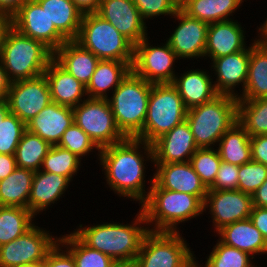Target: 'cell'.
<instances>
[{
  "label": "cell",
  "instance_id": "6da1fadb",
  "mask_svg": "<svg viewBox=\"0 0 267 267\" xmlns=\"http://www.w3.org/2000/svg\"><path fill=\"white\" fill-rule=\"evenodd\" d=\"M98 161L109 191L125 198L123 200L136 201L139 206L147 199L154 183V176L149 175L147 182L145 175L149 162L154 165L151 144L126 137L121 142L101 148ZM147 183L150 185L146 188Z\"/></svg>",
  "mask_w": 267,
  "mask_h": 267
},
{
  "label": "cell",
  "instance_id": "7a4b0ae2",
  "mask_svg": "<svg viewBox=\"0 0 267 267\" xmlns=\"http://www.w3.org/2000/svg\"><path fill=\"white\" fill-rule=\"evenodd\" d=\"M130 223L122 221L77 224L72 232L88 247L111 257L116 263L132 264L149 231L141 208ZM79 225V226H78Z\"/></svg>",
  "mask_w": 267,
  "mask_h": 267
},
{
  "label": "cell",
  "instance_id": "3957f363",
  "mask_svg": "<svg viewBox=\"0 0 267 267\" xmlns=\"http://www.w3.org/2000/svg\"><path fill=\"white\" fill-rule=\"evenodd\" d=\"M140 208L149 231L181 232V223L204 214V202L198 196L159 188L155 183Z\"/></svg>",
  "mask_w": 267,
  "mask_h": 267
},
{
  "label": "cell",
  "instance_id": "277c9868",
  "mask_svg": "<svg viewBox=\"0 0 267 267\" xmlns=\"http://www.w3.org/2000/svg\"><path fill=\"white\" fill-rule=\"evenodd\" d=\"M53 52L42 42L27 37L11 27L0 48V62L11 82L44 74Z\"/></svg>",
  "mask_w": 267,
  "mask_h": 267
},
{
  "label": "cell",
  "instance_id": "5b68a950",
  "mask_svg": "<svg viewBox=\"0 0 267 267\" xmlns=\"http://www.w3.org/2000/svg\"><path fill=\"white\" fill-rule=\"evenodd\" d=\"M186 121L198 148H216L225 132L238 122V99L219 94L187 109Z\"/></svg>",
  "mask_w": 267,
  "mask_h": 267
},
{
  "label": "cell",
  "instance_id": "8992f818",
  "mask_svg": "<svg viewBox=\"0 0 267 267\" xmlns=\"http://www.w3.org/2000/svg\"><path fill=\"white\" fill-rule=\"evenodd\" d=\"M151 87L131 70L108 98L116 125L127 138H135L144 127Z\"/></svg>",
  "mask_w": 267,
  "mask_h": 267
},
{
  "label": "cell",
  "instance_id": "52a82bcc",
  "mask_svg": "<svg viewBox=\"0 0 267 267\" xmlns=\"http://www.w3.org/2000/svg\"><path fill=\"white\" fill-rule=\"evenodd\" d=\"M75 41L100 60L127 62L132 67L134 45L96 12L83 14Z\"/></svg>",
  "mask_w": 267,
  "mask_h": 267
},
{
  "label": "cell",
  "instance_id": "ba28073f",
  "mask_svg": "<svg viewBox=\"0 0 267 267\" xmlns=\"http://www.w3.org/2000/svg\"><path fill=\"white\" fill-rule=\"evenodd\" d=\"M187 108L172 84H152L144 127L135 137L152 144L186 120Z\"/></svg>",
  "mask_w": 267,
  "mask_h": 267
},
{
  "label": "cell",
  "instance_id": "9c48e42d",
  "mask_svg": "<svg viewBox=\"0 0 267 267\" xmlns=\"http://www.w3.org/2000/svg\"><path fill=\"white\" fill-rule=\"evenodd\" d=\"M183 231H148L133 267H188L195 259Z\"/></svg>",
  "mask_w": 267,
  "mask_h": 267
},
{
  "label": "cell",
  "instance_id": "30bf717a",
  "mask_svg": "<svg viewBox=\"0 0 267 267\" xmlns=\"http://www.w3.org/2000/svg\"><path fill=\"white\" fill-rule=\"evenodd\" d=\"M74 123L101 149L123 141L108 99L87 98L73 108Z\"/></svg>",
  "mask_w": 267,
  "mask_h": 267
},
{
  "label": "cell",
  "instance_id": "8fae6325",
  "mask_svg": "<svg viewBox=\"0 0 267 267\" xmlns=\"http://www.w3.org/2000/svg\"><path fill=\"white\" fill-rule=\"evenodd\" d=\"M147 36L134 46L132 71L151 84H172L178 73L175 62H181L170 45L165 42L161 45L149 40ZM176 71V72H175Z\"/></svg>",
  "mask_w": 267,
  "mask_h": 267
},
{
  "label": "cell",
  "instance_id": "7c38bea8",
  "mask_svg": "<svg viewBox=\"0 0 267 267\" xmlns=\"http://www.w3.org/2000/svg\"><path fill=\"white\" fill-rule=\"evenodd\" d=\"M38 224L35 223L22 236L0 246V267H16L46 258L59 237Z\"/></svg>",
  "mask_w": 267,
  "mask_h": 267
},
{
  "label": "cell",
  "instance_id": "4fadbf2b",
  "mask_svg": "<svg viewBox=\"0 0 267 267\" xmlns=\"http://www.w3.org/2000/svg\"><path fill=\"white\" fill-rule=\"evenodd\" d=\"M175 18L172 32L166 37V42L175 52L179 60H203L207 41V31L209 24L188 16L180 8L171 17ZM177 20V22H176Z\"/></svg>",
  "mask_w": 267,
  "mask_h": 267
},
{
  "label": "cell",
  "instance_id": "5bb4252c",
  "mask_svg": "<svg viewBox=\"0 0 267 267\" xmlns=\"http://www.w3.org/2000/svg\"><path fill=\"white\" fill-rule=\"evenodd\" d=\"M252 207V195L241 190H208L204 201V212L210 214L214 235L228 224L249 218Z\"/></svg>",
  "mask_w": 267,
  "mask_h": 267
},
{
  "label": "cell",
  "instance_id": "9a60e30c",
  "mask_svg": "<svg viewBox=\"0 0 267 267\" xmlns=\"http://www.w3.org/2000/svg\"><path fill=\"white\" fill-rule=\"evenodd\" d=\"M6 98L10 113L15 114L25 124L52 102L44 74L12 82Z\"/></svg>",
  "mask_w": 267,
  "mask_h": 267
},
{
  "label": "cell",
  "instance_id": "2e32d148",
  "mask_svg": "<svg viewBox=\"0 0 267 267\" xmlns=\"http://www.w3.org/2000/svg\"><path fill=\"white\" fill-rule=\"evenodd\" d=\"M12 27L21 34L42 42L53 53L67 41L36 0L28 1L18 10L12 17Z\"/></svg>",
  "mask_w": 267,
  "mask_h": 267
},
{
  "label": "cell",
  "instance_id": "e0dca14e",
  "mask_svg": "<svg viewBox=\"0 0 267 267\" xmlns=\"http://www.w3.org/2000/svg\"><path fill=\"white\" fill-rule=\"evenodd\" d=\"M249 58L250 44L245 50L215 58L210 62L211 67L209 65V68L214 73L213 83L218 94L238 98L243 93L247 80ZM236 88H239V93Z\"/></svg>",
  "mask_w": 267,
  "mask_h": 267
},
{
  "label": "cell",
  "instance_id": "ac0fdd59",
  "mask_svg": "<svg viewBox=\"0 0 267 267\" xmlns=\"http://www.w3.org/2000/svg\"><path fill=\"white\" fill-rule=\"evenodd\" d=\"M96 13L110 22L134 46L149 35L148 26L133 0H101Z\"/></svg>",
  "mask_w": 267,
  "mask_h": 267
},
{
  "label": "cell",
  "instance_id": "d6986e66",
  "mask_svg": "<svg viewBox=\"0 0 267 267\" xmlns=\"http://www.w3.org/2000/svg\"><path fill=\"white\" fill-rule=\"evenodd\" d=\"M154 183L166 190L184 192L205 201L208 188L201 181L190 162L154 164Z\"/></svg>",
  "mask_w": 267,
  "mask_h": 267
},
{
  "label": "cell",
  "instance_id": "ffe728a7",
  "mask_svg": "<svg viewBox=\"0 0 267 267\" xmlns=\"http://www.w3.org/2000/svg\"><path fill=\"white\" fill-rule=\"evenodd\" d=\"M151 145L154 164L189 162L198 149L186 120Z\"/></svg>",
  "mask_w": 267,
  "mask_h": 267
},
{
  "label": "cell",
  "instance_id": "44dd1931",
  "mask_svg": "<svg viewBox=\"0 0 267 267\" xmlns=\"http://www.w3.org/2000/svg\"><path fill=\"white\" fill-rule=\"evenodd\" d=\"M246 28L238 20H228L209 24L204 60L212 61L248 47Z\"/></svg>",
  "mask_w": 267,
  "mask_h": 267
},
{
  "label": "cell",
  "instance_id": "7402d4cb",
  "mask_svg": "<svg viewBox=\"0 0 267 267\" xmlns=\"http://www.w3.org/2000/svg\"><path fill=\"white\" fill-rule=\"evenodd\" d=\"M70 183L72 181L66 176L42 170L36 171L32 180L28 209L35 217L44 211L46 214L49 207L52 208L53 205L57 204V201L60 202V199L65 197Z\"/></svg>",
  "mask_w": 267,
  "mask_h": 267
},
{
  "label": "cell",
  "instance_id": "603a6c76",
  "mask_svg": "<svg viewBox=\"0 0 267 267\" xmlns=\"http://www.w3.org/2000/svg\"><path fill=\"white\" fill-rule=\"evenodd\" d=\"M210 69H186L177 73L172 85L177 89L187 109L212 101L219 94L213 83Z\"/></svg>",
  "mask_w": 267,
  "mask_h": 267
},
{
  "label": "cell",
  "instance_id": "cb8c5ba5",
  "mask_svg": "<svg viewBox=\"0 0 267 267\" xmlns=\"http://www.w3.org/2000/svg\"><path fill=\"white\" fill-rule=\"evenodd\" d=\"M72 124H74L73 108L51 102L26 124V129L51 145H57L66 129Z\"/></svg>",
  "mask_w": 267,
  "mask_h": 267
},
{
  "label": "cell",
  "instance_id": "d4e9b609",
  "mask_svg": "<svg viewBox=\"0 0 267 267\" xmlns=\"http://www.w3.org/2000/svg\"><path fill=\"white\" fill-rule=\"evenodd\" d=\"M44 75L48 82L52 102L74 108L86 100V86L52 59Z\"/></svg>",
  "mask_w": 267,
  "mask_h": 267
},
{
  "label": "cell",
  "instance_id": "484cf974",
  "mask_svg": "<svg viewBox=\"0 0 267 267\" xmlns=\"http://www.w3.org/2000/svg\"><path fill=\"white\" fill-rule=\"evenodd\" d=\"M218 240L226 245L249 253L252 257L267 255V241L250 218L222 227L216 232Z\"/></svg>",
  "mask_w": 267,
  "mask_h": 267
},
{
  "label": "cell",
  "instance_id": "4316f807",
  "mask_svg": "<svg viewBox=\"0 0 267 267\" xmlns=\"http://www.w3.org/2000/svg\"><path fill=\"white\" fill-rule=\"evenodd\" d=\"M53 59L85 86L90 82L100 60L75 40H67L62 44L53 53Z\"/></svg>",
  "mask_w": 267,
  "mask_h": 267
},
{
  "label": "cell",
  "instance_id": "83f0119b",
  "mask_svg": "<svg viewBox=\"0 0 267 267\" xmlns=\"http://www.w3.org/2000/svg\"><path fill=\"white\" fill-rule=\"evenodd\" d=\"M131 70V66L127 62L99 60L91 80L86 86L87 97L108 99Z\"/></svg>",
  "mask_w": 267,
  "mask_h": 267
},
{
  "label": "cell",
  "instance_id": "f1b7e54d",
  "mask_svg": "<svg viewBox=\"0 0 267 267\" xmlns=\"http://www.w3.org/2000/svg\"><path fill=\"white\" fill-rule=\"evenodd\" d=\"M252 38L246 85L238 100L267 98V46Z\"/></svg>",
  "mask_w": 267,
  "mask_h": 267
},
{
  "label": "cell",
  "instance_id": "f546056e",
  "mask_svg": "<svg viewBox=\"0 0 267 267\" xmlns=\"http://www.w3.org/2000/svg\"><path fill=\"white\" fill-rule=\"evenodd\" d=\"M244 1L247 0H185L179 8L192 18L212 24L233 20Z\"/></svg>",
  "mask_w": 267,
  "mask_h": 267
},
{
  "label": "cell",
  "instance_id": "4dcf8cb0",
  "mask_svg": "<svg viewBox=\"0 0 267 267\" xmlns=\"http://www.w3.org/2000/svg\"><path fill=\"white\" fill-rule=\"evenodd\" d=\"M46 11L50 22L67 39L78 36L83 13L72 0H36Z\"/></svg>",
  "mask_w": 267,
  "mask_h": 267
},
{
  "label": "cell",
  "instance_id": "1f68e13d",
  "mask_svg": "<svg viewBox=\"0 0 267 267\" xmlns=\"http://www.w3.org/2000/svg\"><path fill=\"white\" fill-rule=\"evenodd\" d=\"M217 146L223 162L240 166L252 160L250 135L238 122L225 132Z\"/></svg>",
  "mask_w": 267,
  "mask_h": 267
},
{
  "label": "cell",
  "instance_id": "d6a6232c",
  "mask_svg": "<svg viewBox=\"0 0 267 267\" xmlns=\"http://www.w3.org/2000/svg\"><path fill=\"white\" fill-rule=\"evenodd\" d=\"M34 171L16 167L5 179L0 180V206L28 208Z\"/></svg>",
  "mask_w": 267,
  "mask_h": 267
},
{
  "label": "cell",
  "instance_id": "836d02e7",
  "mask_svg": "<svg viewBox=\"0 0 267 267\" xmlns=\"http://www.w3.org/2000/svg\"><path fill=\"white\" fill-rule=\"evenodd\" d=\"M28 208L0 206V246L28 231L37 221Z\"/></svg>",
  "mask_w": 267,
  "mask_h": 267
},
{
  "label": "cell",
  "instance_id": "e575fe53",
  "mask_svg": "<svg viewBox=\"0 0 267 267\" xmlns=\"http://www.w3.org/2000/svg\"><path fill=\"white\" fill-rule=\"evenodd\" d=\"M51 147L49 142L26 129L16 148V166L34 172L41 170L43 160Z\"/></svg>",
  "mask_w": 267,
  "mask_h": 267
},
{
  "label": "cell",
  "instance_id": "d590c367",
  "mask_svg": "<svg viewBox=\"0 0 267 267\" xmlns=\"http://www.w3.org/2000/svg\"><path fill=\"white\" fill-rule=\"evenodd\" d=\"M68 233L60 234L58 242L73 256L76 267H114L117 264L106 254L85 245L72 231Z\"/></svg>",
  "mask_w": 267,
  "mask_h": 267
},
{
  "label": "cell",
  "instance_id": "8d00e7d4",
  "mask_svg": "<svg viewBox=\"0 0 267 267\" xmlns=\"http://www.w3.org/2000/svg\"><path fill=\"white\" fill-rule=\"evenodd\" d=\"M238 123L250 137L267 135V98L238 100Z\"/></svg>",
  "mask_w": 267,
  "mask_h": 267
},
{
  "label": "cell",
  "instance_id": "74e56055",
  "mask_svg": "<svg viewBox=\"0 0 267 267\" xmlns=\"http://www.w3.org/2000/svg\"><path fill=\"white\" fill-rule=\"evenodd\" d=\"M212 250L205 258V264L201 260V267H253L256 265L254 257L249 253L226 245L218 239ZM254 260V261H253ZM202 262V264H201Z\"/></svg>",
  "mask_w": 267,
  "mask_h": 267
},
{
  "label": "cell",
  "instance_id": "f35d334b",
  "mask_svg": "<svg viewBox=\"0 0 267 267\" xmlns=\"http://www.w3.org/2000/svg\"><path fill=\"white\" fill-rule=\"evenodd\" d=\"M82 161L83 160L72 152L57 145H52L43 160L41 170L56 175L66 176L73 182V178L77 176V173L83 168Z\"/></svg>",
  "mask_w": 267,
  "mask_h": 267
},
{
  "label": "cell",
  "instance_id": "ab89813d",
  "mask_svg": "<svg viewBox=\"0 0 267 267\" xmlns=\"http://www.w3.org/2000/svg\"><path fill=\"white\" fill-rule=\"evenodd\" d=\"M57 146L72 152L81 160L87 158V155L97 153L96 163H98L101 149L75 123L66 129Z\"/></svg>",
  "mask_w": 267,
  "mask_h": 267
},
{
  "label": "cell",
  "instance_id": "60d3db41",
  "mask_svg": "<svg viewBox=\"0 0 267 267\" xmlns=\"http://www.w3.org/2000/svg\"><path fill=\"white\" fill-rule=\"evenodd\" d=\"M189 162L209 189L214 184L222 162L217 148H198Z\"/></svg>",
  "mask_w": 267,
  "mask_h": 267
},
{
  "label": "cell",
  "instance_id": "b9f144b4",
  "mask_svg": "<svg viewBox=\"0 0 267 267\" xmlns=\"http://www.w3.org/2000/svg\"><path fill=\"white\" fill-rule=\"evenodd\" d=\"M26 124L15 114L9 113L3 121H0V154L15 155Z\"/></svg>",
  "mask_w": 267,
  "mask_h": 267
},
{
  "label": "cell",
  "instance_id": "7bdbcfd3",
  "mask_svg": "<svg viewBox=\"0 0 267 267\" xmlns=\"http://www.w3.org/2000/svg\"><path fill=\"white\" fill-rule=\"evenodd\" d=\"M238 190L252 195L267 179V166L255 161L239 166Z\"/></svg>",
  "mask_w": 267,
  "mask_h": 267
},
{
  "label": "cell",
  "instance_id": "ee69618b",
  "mask_svg": "<svg viewBox=\"0 0 267 267\" xmlns=\"http://www.w3.org/2000/svg\"><path fill=\"white\" fill-rule=\"evenodd\" d=\"M133 2L146 23L149 22V19L153 20L158 16L159 18H162V16H164L163 18L165 16L168 18L169 16L170 19L179 9V5L175 0H133Z\"/></svg>",
  "mask_w": 267,
  "mask_h": 267
},
{
  "label": "cell",
  "instance_id": "f6af8a7d",
  "mask_svg": "<svg viewBox=\"0 0 267 267\" xmlns=\"http://www.w3.org/2000/svg\"><path fill=\"white\" fill-rule=\"evenodd\" d=\"M239 166L221 162L214 184L208 190H238Z\"/></svg>",
  "mask_w": 267,
  "mask_h": 267
},
{
  "label": "cell",
  "instance_id": "bcb514c9",
  "mask_svg": "<svg viewBox=\"0 0 267 267\" xmlns=\"http://www.w3.org/2000/svg\"><path fill=\"white\" fill-rule=\"evenodd\" d=\"M46 267H76L73 256L59 243L48 252Z\"/></svg>",
  "mask_w": 267,
  "mask_h": 267
},
{
  "label": "cell",
  "instance_id": "7dc6e473",
  "mask_svg": "<svg viewBox=\"0 0 267 267\" xmlns=\"http://www.w3.org/2000/svg\"><path fill=\"white\" fill-rule=\"evenodd\" d=\"M252 161L267 166V135L250 137Z\"/></svg>",
  "mask_w": 267,
  "mask_h": 267
},
{
  "label": "cell",
  "instance_id": "c3c4849f",
  "mask_svg": "<svg viewBox=\"0 0 267 267\" xmlns=\"http://www.w3.org/2000/svg\"><path fill=\"white\" fill-rule=\"evenodd\" d=\"M250 220L267 241V207H252Z\"/></svg>",
  "mask_w": 267,
  "mask_h": 267
},
{
  "label": "cell",
  "instance_id": "681fc988",
  "mask_svg": "<svg viewBox=\"0 0 267 267\" xmlns=\"http://www.w3.org/2000/svg\"><path fill=\"white\" fill-rule=\"evenodd\" d=\"M16 167L15 155L0 154V180L8 177Z\"/></svg>",
  "mask_w": 267,
  "mask_h": 267
},
{
  "label": "cell",
  "instance_id": "f907efd6",
  "mask_svg": "<svg viewBox=\"0 0 267 267\" xmlns=\"http://www.w3.org/2000/svg\"><path fill=\"white\" fill-rule=\"evenodd\" d=\"M30 0H0V11L7 13L11 18Z\"/></svg>",
  "mask_w": 267,
  "mask_h": 267
},
{
  "label": "cell",
  "instance_id": "816d5d0a",
  "mask_svg": "<svg viewBox=\"0 0 267 267\" xmlns=\"http://www.w3.org/2000/svg\"><path fill=\"white\" fill-rule=\"evenodd\" d=\"M252 205L255 207H267V179L252 194Z\"/></svg>",
  "mask_w": 267,
  "mask_h": 267
},
{
  "label": "cell",
  "instance_id": "f5cc1de1",
  "mask_svg": "<svg viewBox=\"0 0 267 267\" xmlns=\"http://www.w3.org/2000/svg\"><path fill=\"white\" fill-rule=\"evenodd\" d=\"M77 8L83 13H95L97 12L101 0H72Z\"/></svg>",
  "mask_w": 267,
  "mask_h": 267
},
{
  "label": "cell",
  "instance_id": "db71d44e",
  "mask_svg": "<svg viewBox=\"0 0 267 267\" xmlns=\"http://www.w3.org/2000/svg\"><path fill=\"white\" fill-rule=\"evenodd\" d=\"M12 27V18L5 12L0 11V48L7 31Z\"/></svg>",
  "mask_w": 267,
  "mask_h": 267
},
{
  "label": "cell",
  "instance_id": "11a10c76",
  "mask_svg": "<svg viewBox=\"0 0 267 267\" xmlns=\"http://www.w3.org/2000/svg\"><path fill=\"white\" fill-rule=\"evenodd\" d=\"M11 83L7 72L0 62V98L7 97Z\"/></svg>",
  "mask_w": 267,
  "mask_h": 267
},
{
  "label": "cell",
  "instance_id": "9f6ffc18",
  "mask_svg": "<svg viewBox=\"0 0 267 267\" xmlns=\"http://www.w3.org/2000/svg\"><path fill=\"white\" fill-rule=\"evenodd\" d=\"M257 37L260 41H262L267 46V18L263 22V24H259V27L257 26Z\"/></svg>",
  "mask_w": 267,
  "mask_h": 267
},
{
  "label": "cell",
  "instance_id": "6f0895ef",
  "mask_svg": "<svg viewBox=\"0 0 267 267\" xmlns=\"http://www.w3.org/2000/svg\"><path fill=\"white\" fill-rule=\"evenodd\" d=\"M10 113L9 103L6 97L0 98V121L6 118Z\"/></svg>",
  "mask_w": 267,
  "mask_h": 267
},
{
  "label": "cell",
  "instance_id": "680465c9",
  "mask_svg": "<svg viewBox=\"0 0 267 267\" xmlns=\"http://www.w3.org/2000/svg\"><path fill=\"white\" fill-rule=\"evenodd\" d=\"M16 267H46L45 264V259L38 261V262H32V263H26L21 266H16Z\"/></svg>",
  "mask_w": 267,
  "mask_h": 267
},
{
  "label": "cell",
  "instance_id": "91938a15",
  "mask_svg": "<svg viewBox=\"0 0 267 267\" xmlns=\"http://www.w3.org/2000/svg\"><path fill=\"white\" fill-rule=\"evenodd\" d=\"M114 267H133V265L125 263H117Z\"/></svg>",
  "mask_w": 267,
  "mask_h": 267
},
{
  "label": "cell",
  "instance_id": "94428289",
  "mask_svg": "<svg viewBox=\"0 0 267 267\" xmlns=\"http://www.w3.org/2000/svg\"><path fill=\"white\" fill-rule=\"evenodd\" d=\"M197 259L199 258L196 257V259L188 267H199V261Z\"/></svg>",
  "mask_w": 267,
  "mask_h": 267
},
{
  "label": "cell",
  "instance_id": "6125c7cd",
  "mask_svg": "<svg viewBox=\"0 0 267 267\" xmlns=\"http://www.w3.org/2000/svg\"><path fill=\"white\" fill-rule=\"evenodd\" d=\"M177 3H178V5H181L185 0H175Z\"/></svg>",
  "mask_w": 267,
  "mask_h": 267
}]
</instances>
